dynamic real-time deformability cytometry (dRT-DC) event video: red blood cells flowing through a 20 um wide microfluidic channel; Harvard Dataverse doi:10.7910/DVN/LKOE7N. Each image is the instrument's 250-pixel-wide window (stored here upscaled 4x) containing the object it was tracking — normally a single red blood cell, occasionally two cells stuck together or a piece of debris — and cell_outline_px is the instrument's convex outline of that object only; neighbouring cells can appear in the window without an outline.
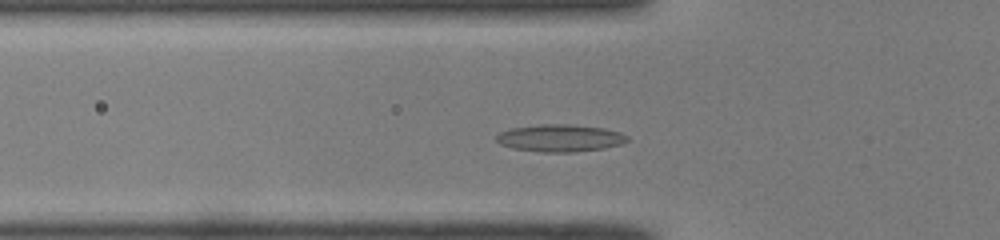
{"species": "common noctule bat (a hibernating species)", "species_latin": "Nyctalus noctula", "temperature_condition": "room temperature", "stored_images_in_passage": 42, "camera_frame_rate_fps": 3000, "um_per_image_px": 0.085, "animal": {"sex": "male", "body_mass_g": 19.0, "forearm_length_mm": 50.8}, "frame": {"image": 1, "passage_image": 9, "time_ms": 2.667, "image_size_px": [1000, 240], "cell_outline_px": [[628, 140], [624, 144], [604, 148], [572, 152], [540, 152], [512, 148], [500, 144], [496, 140], [496, 136], [500, 132], [512, 128], [540, 124], [572, 124], [604, 128], [620, 132], [628, 136]], "centroid_in_image_um": [47.62, 11.73], "position_along_channel_um": 78.2, "area_um2": 20.92}}
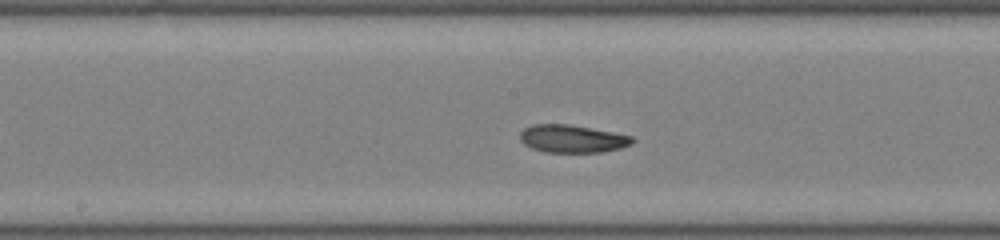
{"frame": {"image": 2, "passage_image": 18, "time_ms": 5.667, "image_size_px": [1000, 240], "cell_outline_px": [[636, 140], [632, 144], [620, 148], [600, 152], [544, 152], [532, 148], [524, 144], [520, 140], [520, 132], [524, 128], [532, 124], [568, 124], [612, 132], [632, 136]], "centroid_in_image_um": [48.63, 11.79], "position_along_channel_um": 199.6, "area_um2": 18.15}}
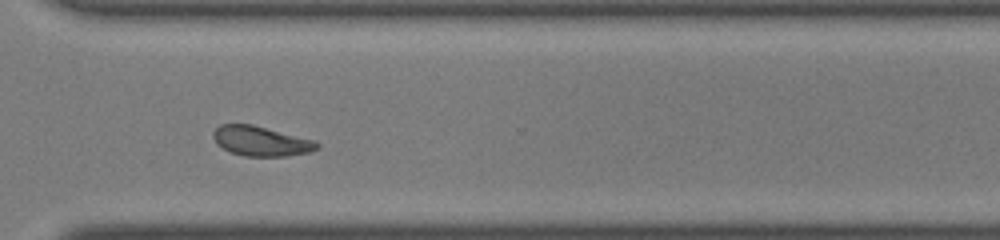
{"frame": {"image": 3, "passage_image": 29, "time_ms": 9.333, "image_size_px": [1000, 240], "cell_outline_px": [[320, 148], [308, 152], [288, 156], [244, 156], [232, 152], [216, 144], [212, 136], [212, 132], [220, 124], [252, 124], [316, 140], [320, 144]], "centroid_in_image_um": [22.2, 11.99], "position_along_channel_um": 348.4, "area_um2": 18.15}, "authors_computed_cell_mechanics": {"area_um2": 18.8139, "velocity_mm_per_s": 4.0464, "shape_relaxation_time_tau1_ms": 7.9999, "shape_relaxation_time_tau2_ms": 2.3781, "deformation_change_tau1": 0.1446, "deformation_change_tau2": 0.0799}}